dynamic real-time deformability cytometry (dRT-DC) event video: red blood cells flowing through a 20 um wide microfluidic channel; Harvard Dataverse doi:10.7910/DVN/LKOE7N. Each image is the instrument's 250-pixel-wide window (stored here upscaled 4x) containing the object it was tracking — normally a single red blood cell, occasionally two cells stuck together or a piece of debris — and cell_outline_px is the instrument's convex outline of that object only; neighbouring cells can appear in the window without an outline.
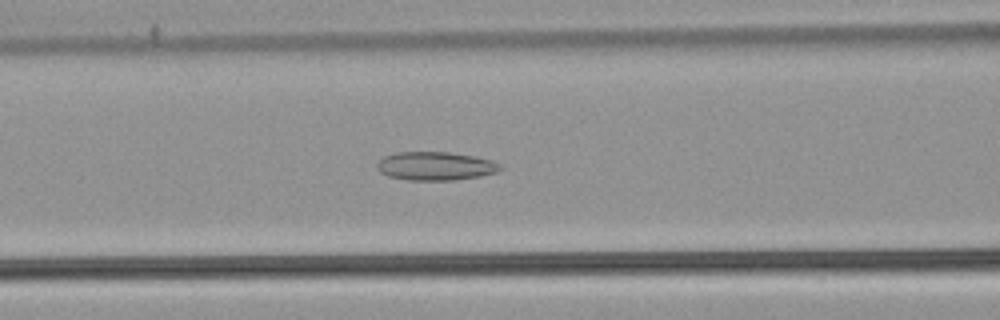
{"species": "common noctule bat (a hibernating species)", "species_latin": "Nyctalus noctula", "temperature_condition": "warm", "stored_images_in_passage": 53, "camera_frame_rate_fps": 3000, "um_per_image_px": 0.085, "animal": {"sex": "male", "body_mass_g": 21.5, "forearm_length_mm": 52.0}, "frame": {"image": 1, "passage_image": 22, "time_ms": 7.0, "image_size_px": [1000, 320], "cell_outline_px": [[504, 168], [496, 172], [480, 176], [456, 180], [408, 180], [388, 176], [380, 172], [376, 168], [376, 164], [384, 156], [396, 152], [448, 152], [476, 156], [492, 160], [500, 164]], "centroid_in_image_um": [37.02, 14.11], "position_along_channel_um": 129.6, "area_um2": 20.63}}
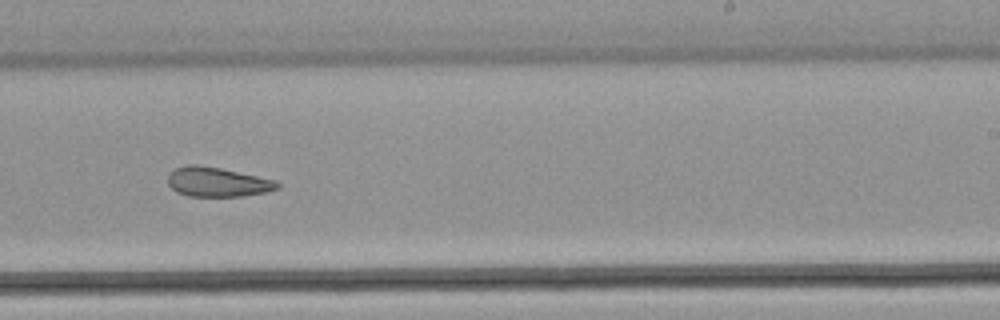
{"frame": {"image": 2, "passage_image": 33, "time_ms": 10.667, "image_size_px": [1000, 320], "cell_outline_px": [[280, 188], [264, 192], [244, 196], [188, 196], [176, 192], [168, 184], [168, 176], [176, 168], [188, 164], [196, 164], [220, 168], [276, 180], [280, 184]], "centroid_in_image_um": [18.48, 15.47], "position_along_channel_um": 270.5, "area_um2": 18.73}}
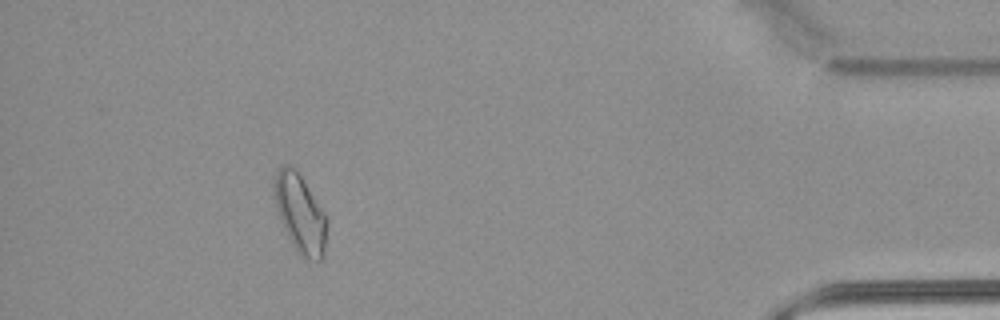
{"frame": {"image": 3, "passage_image": 48, "time_ms": 15.667, "image_size_px": [1000, 320], "cell_outline_px": [[328, 224], [324, 256], [320, 260], [308, 260], [300, 256], [296, 252], [280, 220], [276, 208], [276, 172], [280, 168], [288, 164], [296, 168], [324, 212], [328, 220]], "centroid_in_image_um": [25.56, 18.21], "position_along_channel_um": 409.6, "area_um2": 23.87}, "authors_computed_cell_mechanics": {"area_um2": 22.9466, "velocity_mm_per_s": 3.8492, "shape_relaxation_time_tau1_ms": null, "shape_relaxation_time_tau2_ms": 4.4587, "deformation_change_tau1": null, "deformation_change_tau2": 0.1285}}